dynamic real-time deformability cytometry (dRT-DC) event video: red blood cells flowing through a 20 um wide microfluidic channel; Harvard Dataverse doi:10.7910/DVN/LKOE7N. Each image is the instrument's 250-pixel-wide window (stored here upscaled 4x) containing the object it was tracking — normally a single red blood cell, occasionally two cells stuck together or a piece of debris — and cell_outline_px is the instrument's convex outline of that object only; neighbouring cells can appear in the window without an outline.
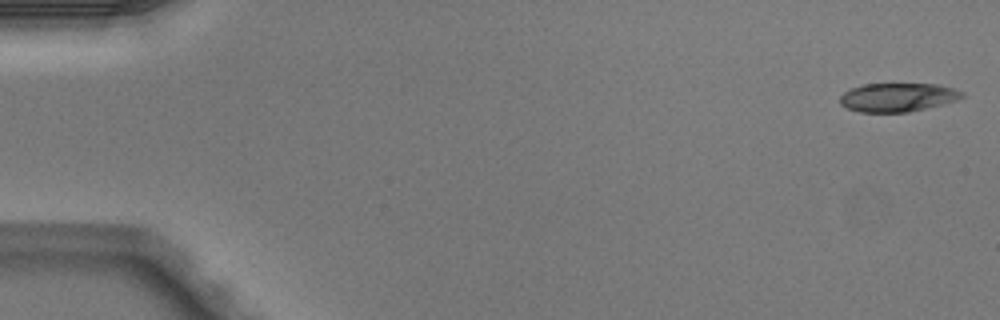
{"species": "Egyptian fruit bat (a non-hibernating species)", "species_latin": "Rousettus aegyptiacus", "temperature_condition": "warm", "stored_images_in_passage": 5, "camera_frame_rate_fps": 3000, "um_per_image_px": 0.085, "animal": {"sex": "male"}, "frame": {"image": 1, "passage_image": 1, "time_ms": 0.0, "image_size_px": [1000, 320], "cell_outline_px": [[964, 96], [956, 100], [944, 104], [908, 112], [860, 112], [848, 108], [840, 104], [840, 96], [844, 92], [852, 88], [864, 84], [936, 84], [952, 88], [964, 92]], "centroid_in_image_um": [76.31, 8.27], "position_along_channel_um": 8.7, "area_um2": 20.29}}
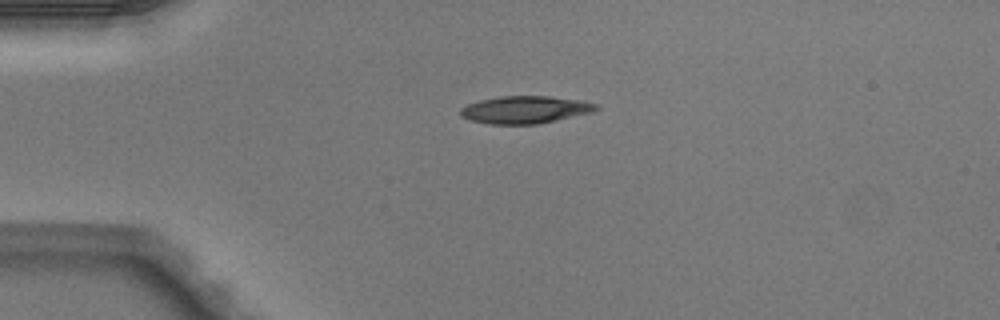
{"frame": {"image": 2, "passage_image": 4, "time_ms": 1.0, "image_size_px": [1000, 320], "cell_outline_px": [[600, 108], [592, 112], [556, 120], [536, 124], [488, 124], [472, 120], [460, 116], [460, 108], [468, 104], [480, 100], [500, 96], [548, 96], [580, 100], [596, 104]], "centroid_in_image_um": [44.62, 9.32], "position_along_channel_um": 40.4, "area_um2": 21.56}}